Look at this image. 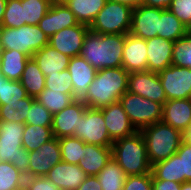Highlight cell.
<instances>
[{
	"mask_svg": "<svg viewBox=\"0 0 191 190\" xmlns=\"http://www.w3.org/2000/svg\"><path fill=\"white\" fill-rule=\"evenodd\" d=\"M158 75L167 100L191 98V68L170 65Z\"/></svg>",
	"mask_w": 191,
	"mask_h": 190,
	"instance_id": "10",
	"label": "cell"
},
{
	"mask_svg": "<svg viewBox=\"0 0 191 190\" xmlns=\"http://www.w3.org/2000/svg\"><path fill=\"white\" fill-rule=\"evenodd\" d=\"M25 124L0 122V162L12 163L28 178L29 152L23 148L22 136Z\"/></svg>",
	"mask_w": 191,
	"mask_h": 190,
	"instance_id": "5",
	"label": "cell"
},
{
	"mask_svg": "<svg viewBox=\"0 0 191 190\" xmlns=\"http://www.w3.org/2000/svg\"><path fill=\"white\" fill-rule=\"evenodd\" d=\"M52 115L59 113L76 98L72 94L45 88L36 98Z\"/></svg>",
	"mask_w": 191,
	"mask_h": 190,
	"instance_id": "32",
	"label": "cell"
},
{
	"mask_svg": "<svg viewBox=\"0 0 191 190\" xmlns=\"http://www.w3.org/2000/svg\"><path fill=\"white\" fill-rule=\"evenodd\" d=\"M129 73L123 67L97 71L81 100L91 109H101L119 101L127 92Z\"/></svg>",
	"mask_w": 191,
	"mask_h": 190,
	"instance_id": "2",
	"label": "cell"
},
{
	"mask_svg": "<svg viewBox=\"0 0 191 190\" xmlns=\"http://www.w3.org/2000/svg\"><path fill=\"white\" fill-rule=\"evenodd\" d=\"M127 91L162 105L167 101L159 75L156 72L143 71L129 73Z\"/></svg>",
	"mask_w": 191,
	"mask_h": 190,
	"instance_id": "11",
	"label": "cell"
},
{
	"mask_svg": "<svg viewBox=\"0 0 191 190\" xmlns=\"http://www.w3.org/2000/svg\"><path fill=\"white\" fill-rule=\"evenodd\" d=\"M180 190H191V181L183 182Z\"/></svg>",
	"mask_w": 191,
	"mask_h": 190,
	"instance_id": "52",
	"label": "cell"
},
{
	"mask_svg": "<svg viewBox=\"0 0 191 190\" xmlns=\"http://www.w3.org/2000/svg\"><path fill=\"white\" fill-rule=\"evenodd\" d=\"M32 58L46 76L64 71L68 68L71 57L64 55L49 44L35 52Z\"/></svg>",
	"mask_w": 191,
	"mask_h": 190,
	"instance_id": "24",
	"label": "cell"
},
{
	"mask_svg": "<svg viewBox=\"0 0 191 190\" xmlns=\"http://www.w3.org/2000/svg\"><path fill=\"white\" fill-rule=\"evenodd\" d=\"M59 139L54 137L39 149L29 152L28 177L45 176L49 170L61 162Z\"/></svg>",
	"mask_w": 191,
	"mask_h": 190,
	"instance_id": "12",
	"label": "cell"
},
{
	"mask_svg": "<svg viewBox=\"0 0 191 190\" xmlns=\"http://www.w3.org/2000/svg\"><path fill=\"white\" fill-rule=\"evenodd\" d=\"M112 157L123 168L127 176L151 172L146 143L140 131L120 138L112 144Z\"/></svg>",
	"mask_w": 191,
	"mask_h": 190,
	"instance_id": "3",
	"label": "cell"
},
{
	"mask_svg": "<svg viewBox=\"0 0 191 190\" xmlns=\"http://www.w3.org/2000/svg\"><path fill=\"white\" fill-rule=\"evenodd\" d=\"M54 138L51 127L25 124L22 145L28 152L35 151L40 146Z\"/></svg>",
	"mask_w": 191,
	"mask_h": 190,
	"instance_id": "31",
	"label": "cell"
},
{
	"mask_svg": "<svg viewBox=\"0 0 191 190\" xmlns=\"http://www.w3.org/2000/svg\"><path fill=\"white\" fill-rule=\"evenodd\" d=\"M73 137L81 139L86 144L101 147H112L113 141L107 131L103 112L101 109L86 108L85 114L80 118Z\"/></svg>",
	"mask_w": 191,
	"mask_h": 190,
	"instance_id": "9",
	"label": "cell"
},
{
	"mask_svg": "<svg viewBox=\"0 0 191 190\" xmlns=\"http://www.w3.org/2000/svg\"><path fill=\"white\" fill-rule=\"evenodd\" d=\"M20 83L25 88L28 96L36 98L45 89V75L30 57L25 65Z\"/></svg>",
	"mask_w": 191,
	"mask_h": 190,
	"instance_id": "26",
	"label": "cell"
},
{
	"mask_svg": "<svg viewBox=\"0 0 191 190\" xmlns=\"http://www.w3.org/2000/svg\"><path fill=\"white\" fill-rule=\"evenodd\" d=\"M190 30L169 10L164 9L159 20L158 36L175 42L184 38Z\"/></svg>",
	"mask_w": 191,
	"mask_h": 190,
	"instance_id": "27",
	"label": "cell"
},
{
	"mask_svg": "<svg viewBox=\"0 0 191 190\" xmlns=\"http://www.w3.org/2000/svg\"><path fill=\"white\" fill-rule=\"evenodd\" d=\"M122 190H152V172L127 176Z\"/></svg>",
	"mask_w": 191,
	"mask_h": 190,
	"instance_id": "44",
	"label": "cell"
},
{
	"mask_svg": "<svg viewBox=\"0 0 191 190\" xmlns=\"http://www.w3.org/2000/svg\"><path fill=\"white\" fill-rule=\"evenodd\" d=\"M53 0H21L23 6V23L38 25L49 10Z\"/></svg>",
	"mask_w": 191,
	"mask_h": 190,
	"instance_id": "36",
	"label": "cell"
},
{
	"mask_svg": "<svg viewBox=\"0 0 191 190\" xmlns=\"http://www.w3.org/2000/svg\"><path fill=\"white\" fill-rule=\"evenodd\" d=\"M176 154L179 156L181 184L191 181V144L181 142Z\"/></svg>",
	"mask_w": 191,
	"mask_h": 190,
	"instance_id": "42",
	"label": "cell"
},
{
	"mask_svg": "<svg viewBox=\"0 0 191 190\" xmlns=\"http://www.w3.org/2000/svg\"><path fill=\"white\" fill-rule=\"evenodd\" d=\"M87 105L76 99L59 113L53 115L52 131L56 138L74 136L76 126L80 123V118L85 114Z\"/></svg>",
	"mask_w": 191,
	"mask_h": 190,
	"instance_id": "15",
	"label": "cell"
},
{
	"mask_svg": "<svg viewBox=\"0 0 191 190\" xmlns=\"http://www.w3.org/2000/svg\"><path fill=\"white\" fill-rule=\"evenodd\" d=\"M105 3L106 0H73L66 6L74 14L79 24L90 27Z\"/></svg>",
	"mask_w": 191,
	"mask_h": 190,
	"instance_id": "28",
	"label": "cell"
},
{
	"mask_svg": "<svg viewBox=\"0 0 191 190\" xmlns=\"http://www.w3.org/2000/svg\"><path fill=\"white\" fill-rule=\"evenodd\" d=\"M152 165L176 154L182 142L181 132L160 121L140 130Z\"/></svg>",
	"mask_w": 191,
	"mask_h": 190,
	"instance_id": "4",
	"label": "cell"
},
{
	"mask_svg": "<svg viewBox=\"0 0 191 190\" xmlns=\"http://www.w3.org/2000/svg\"><path fill=\"white\" fill-rule=\"evenodd\" d=\"M84 157L78 165L88 176H97L112 158V147L84 145Z\"/></svg>",
	"mask_w": 191,
	"mask_h": 190,
	"instance_id": "23",
	"label": "cell"
},
{
	"mask_svg": "<svg viewBox=\"0 0 191 190\" xmlns=\"http://www.w3.org/2000/svg\"><path fill=\"white\" fill-rule=\"evenodd\" d=\"M25 88L20 81H11L3 77L0 83V102H18L27 97Z\"/></svg>",
	"mask_w": 191,
	"mask_h": 190,
	"instance_id": "40",
	"label": "cell"
},
{
	"mask_svg": "<svg viewBox=\"0 0 191 190\" xmlns=\"http://www.w3.org/2000/svg\"><path fill=\"white\" fill-rule=\"evenodd\" d=\"M97 178L102 190H122L127 175L112 157L97 175Z\"/></svg>",
	"mask_w": 191,
	"mask_h": 190,
	"instance_id": "29",
	"label": "cell"
},
{
	"mask_svg": "<svg viewBox=\"0 0 191 190\" xmlns=\"http://www.w3.org/2000/svg\"><path fill=\"white\" fill-rule=\"evenodd\" d=\"M172 65L191 68V31L174 42Z\"/></svg>",
	"mask_w": 191,
	"mask_h": 190,
	"instance_id": "37",
	"label": "cell"
},
{
	"mask_svg": "<svg viewBox=\"0 0 191 190\" xmlns=\"http://www.w3.org/2000/svg\"><path fill=\"white\" fill-rule=\"evenodd\" d=\"M161 121L182 132L191 123V98L167 100Z\"/></svg>",
	"mask_w": 191,
	"mask_h": 190,
	"instance_id": "21",
	"label": "cell"
},
{
	"mask_svg": "<svg viewBox=\"0 0 191 190\" xmlns=\"http://www.w3.org/2000/svg\"><path fill=\"white\" fill-rule=\"evenodd\" d=\"M132 10L128 5L106 1L89 29L97 34H127L131 29Z\"/></svg>",
	"mask_w": 191,
	"mask_h": 190,
	"instance_id": "7",
	"label": "cell"
},
{
	"mask_svg": "<svg viewBox=\"0 0 191 190\" xmlns=\"http://www.w3.org/2000/svg\"><path fill=\"white\" fill-rule=\"evenodd\" d=\"M78 24L71 10L62 4L52 2L49 10L39 22L40 29L50 38L63 28H69Z\"/></svg>",
	"mask_w": 191,
	"mask_h": 190,
	"instance_id": "19",
	"label": "cell"
},
{
	"mask_svg": "<svg viewBox=\"0 0 191 190\" xmlns=\"http://www.w3.org/2000/svg\"><path fill=\"white\" fill-rule=\"evenodd\" d=\"M181 183L170 180L152 179V190H180Z\"/></svg>",
	"mask_w": 191,
	"mask_h": 190,
	"instance_id": "46",
	"label": "cell"
},
{
	"mask_svg": "<svg viewBox=\"0 0 191 190\" xmlns=\"http://www.w3.org/2000/svg\"><path fill=\"white\" fill-rule=\"evenodd\" d=\"M36 99L30 96L18 102H0V120L25 124L29 109Z\"/></svg>",
	"mask_w": 191,
	"mask_h": 190,
	"instance_id": "30",
	"label": "cell"
},
{
	"mask_svg": "<svg viewBox=\"0 0 191 190\" xmlns=\"http://www.w3.org/2000/svg\"><path fill=\"white\" fill-rule=\"evenodd\" d=\"M182 143L191 144V123L181 132Z\"/></svg>",
	"mask_w": 191,
	"mask_h": 190,
	"instance_id": "49",
	"label": "cell"
},
{
	"mask_svg": "<svg viewBox=\"0 0 191 190\" xmlns=\"http://www.w3.org/2000/svg\"><path fill=\"white\" fill-rule=\"evenodd\" d=\"M119 102L137 131L162 119L163 105L148 98L127 91Z\"/></svg>",
	"mask_w": 191,
	"mask_h": 190,
	"instance_id": "8",
	"label": "cell"
},
{
	"mask_svg": "<svg viewBox=\"0 0 191 190\" xmlns=\"http://www.w3.org/2000/svg\"><path fill=\"white\" fill-rule=\"evenodd\" d=\"M172 0H141V5L155 7L160 9H168Z\"/></svg>",
	"mask_w": 191,
	"mask_h": 190,
	"instance_id": "48",
	"label": "cell"
},
{
	"mask_svg": "<svg viewBox=\"0 0 191 190\" xmlns=\"http://www.w3.org/2000/svg\"><path fill=\"white\" fill-rule=\"evenodd\" d=\"M4 76L2 75V72H1V69H0V83H1V79L3 78Z\"/></svg>",
	"mask_w": 191,
	"mask_h": 190,
	"instance_id": "54",
	"label": "cell"
},
{
	"mask_svg": "<svg viewBox=\"0 0 191 190\" xmlns=\"http://www.w3.org/2000/svg\"><path fill=\"white\" fill-rule=\"evenodd\" d=\"M25 178L12 163L0 162V190H24Z\"/></svg>",
	"mask_w": 191,
	"mask_h": 190,
	"instance_id": "34",
	"label": "cell"
},
{
	"mask_svg": "<svg viewBox=\"0 0 191 190\" xmlns=\"http://www.w3.org/2000/svg\"><path fill=\"white\" fill-rule=\"evenodd\" d=\"M101 110L107 131L113 142L120 138L131 136L137 131L131 124L119 101L103 107Z\"/></svg>",
	"mask_w": 191,
	"mask_h": 190,
	"instance_id": "16",
	"label": "cell"
},
{
	"mask_svg": "<svg viewBox=\"0 0 191 190\" xmlns=\"http://www.w3.org/2000/svg\"><path fill=\"white\" fill-rule=\"evenodd\" d=\"M53 1L58 4L67 5L69 2H71L73 0H53Z\"/></svg>",
	"mask_w": 191,
	"mask_h": 190,
	"instance_id": "53",
	"label": "cell"
},
{
	"mask_svg": "<svg viewBox=\"0 0 191 190\" xmlns=\"http://www.w3.org/2000/svg\"><path fill=\"white\" fill-rule=\"evenodd\" d=\"M53 115L41 103L35 100L26 116L25 124L40 125L43 127H52Z\"/></svg>",
	"mask_w": 191,
	"mask_h": 190,
	"instance_id": "41",
	"label": "cell"
},
{
	"mask_svg": "<svg viewBox=\"0 0 191 190\" xmlns=\"http://www.w3.org/2000/svg\"><path fill=\"white\" fill-rule=\"evenodd\" d=\"M126 34H97L88 31L80 56L97 71L122 67Z\"/></svg>",
	"mask_w": 191,
	"mask_h": 190,
	"instance_id": "1",
	"label": "cell"
},
{
	"mask_svg": "<svg viewBox=\"0 0 191 190\" xmlns=\"http://www.w3.org/2000/svg\"><path fill=\"white\" fill-rule=\"evenodd\" d=\"M168 9L191 31V0H172Z\"/></svg>",
	"mask_w": 191,
	"mask_h": 190,
	"instance_id": "43",
	"label": "cell"
},
{
	"mask_svg": "<svg viewBox=\"0 0 191 190\" xmlns=\"http://www.w3.org/2000/svg\"><path fill=\"white\" fill-rule=\"evenodd\" d=\"M30 57L17 50H0L2 75L11 81H20L25 65Z\"/></svg>",
	"mask_w": 191,
	"mask_h": 190,
	"instance_id": "25",
	"label": "cell"
},
{
	"mask_svg": "<svg viewBox=\"0 0 191 190\" xmlns=\"http://www.w3.org/2000/svg\"><path fill=\"white\" fill-rule=\"evenodd\" d=\"M61 148V159L63 162L78 165L80 160L84 157V145L81 139L77 137H62L59 138Z\"/></svg>",
	"mask_w": 191,
	"mask_h": 190,
	"instance_id": "35",
	"label": "cell"
},
{
	"mask_svg": "<svg viewBox=\"0 0 191 190\" xmlns=\"http://www.w3.org/2000/svg\"><path fill=\"white\" fill-rule=\"evenodd\" d=\"M122 67L128 73L147 71V43L145 39L131 33L126 34Z\"/></svg>",
	"mask_w": 191,
	"mask_h": 190,
	"instance_id": "17",
	"label": "cell"
},
{
	"mask_svg": "<svg viewBox=\"0 0 191 190\" xmlns=\"http://www.w3.org/2000/svg\"><path fill=\"white\" fill-rule=\"evenodd\" d=\"M106 1L122 3L130 6L132 9L137 8L138 6L141 5V0H106Z\"/></svg>",
	"mask_w": 191,
	"mask_h": 190,
	"instance_id": "50",
	"label": "cell"
},
{
	"mask_svg": "<svg viewBox=\"0 0 191 190\" xmlns=\"http://www.w3.org/2000/svg\"><path fill=\"white\" fill-rule=\"evenodd\" d=\"M49 44V37L39 25L24 24L19 28L0 27L1 49L17 50L32 57Z\"/></svg>",
	"mask_w": 191,
	"mask_h": 190,
	"instance_id": "6",
	"label": "cell"
},
{
	"mask_svg": "<svg viewBox=\"0 0 191 190\" xmlns=\"http://www.w3.org/2000/svg\"><path fill=\"white\" fill-rule=\"evenodd\" d=\"M152 179L170 180L181 183L179 156L174 154L151 167Z\"/></svg>",
	"mask_w": 191,
	"mask_h": 190,
	"instance_id": "33",
	"label": "cell"
},
{
	"mask_svg": "<svg viewBox=\"0 0 191 190\" xmlns=\"http://www.w3.org/2000/svg\"><path fill=\"white\" fill-rule=\"evenodd\" d=\"M7 0H0V24L3 21V15L6 9Z\"/></svg>",
	"mask_w": 191,
	"mask_h": 190,
	"instance_id": "51",
	"label": "cell"
},
{
	"mask_svg": "<svg viewBox=\"0 0 191 190\" xmlns=\"http://www.w3.org/2000/svg\"><path fill=\"white\" fill-rule=\"evenodd\" d=\"M89 26L77 24L63 28L49 38V45L69 57L79 56Z\"/></svg>",
	"mask_w": 191,
	"mask_h": 190,
	"instance_id": "13",
	"label": "cell"
},
{
	"mask_svg": "<svg viewBox=\"0 0 191 190\" xmlns=\"http://www.w3.org/2000/svg\"><path fill=\"white\" fill-rule=\"evenodd\" d=\"M164 9L140 5L132 10L130 32L141 39L158 36L159 20Z\"/></svg>",
	"mask_w": 191,
	"mask_h": 190,
	"instance_id": "14",
	"label": "cell"
},
{
	"mask_svg": "<svg viewBox=\"0 0 191 190\" xmlns=\"http://www.w3.org/2000/svg\"><path fill=\"white\" fill-rule=\"evenodd\" d=\"M45 177L61 190H76L88 175L79 165L61 161L54 165Z\"/></svg>",
	"mask_w": 191,
	"mask_h": 190,
	"instance_id": "18",
	"label": "cell"
},
{
	"mask_svg": "<svg viewBox=\"0 0 191 190\" xmlns=\"http://www.w3.org/2000/svg\"><path fill=\"white\" fill-rule=\"evenodd\" d=\"M67 69L71 74L74 97L81 99L94 80L97 70L80 55L70 59Z\"/></svg>",
	"mask_w": 191,
	"mask_h": 190,
	"instance_id": "22",
	"label": "cell"
},
{
	"mask_svg": "<svg viewBox=\"0 0 191 190\" xmlns=\"http://www.w3.org/2000/svg\"><path fill=\"white\" fill-rule=\"evenodd\" d=\"M45 88L74 96L71 74L68 69L45 77Z\"/></svg>",
	"mask_w": 191,
	"mask_h": 190,
	"instance_id": "39",
	"label": "cell"
},
{
	"mask_svg": "<svg viewBox=\"0 0 191 190\" xmlns=\"http://www.w3.org/2000/svg\"><path fill=\"white\" fill-rule=\"evenodd\" d=\"M24 190H61L45 176L25 178Z\"/></svg>",
	"mask_w": 191,
	"mask_h": 190,
	"instance_id": "45",
	"label": "cell"
},
{
	"mask_svg": "<svg viewBox=\"0 0 191 190\" xmlns=\"http://www.w3.org/2000/svg\"><path fill=\"white\" fill-rule=\"evenodd\" d=\"M76 190H102L97 176H88Z\"/></svg>",
	"mask_w": 191,
	"mask_h": 190,
	"instance_id": "47",
	"label": "cell"
},
{
	"mask_svg": "<svg viewBox=\"0 0 191 190\" xmlns=\"http://www.w3.org/2000/svg\"><path fill=\"white\" fill-rule=\"evenodd\" d=\"M147 71L159 73L172 65L174 42L159 36L146 40Z\"/></svg>",
	"mask_w": 191,
	"mask_h": 190,
	"instance_id": "20",
	"label": "cell"
},
{
	"mask_svg": "<svg viewBox=\"0 0 191 190\" xmlns=\"http://www.w3.org/2000/svg\"><path fill=\"white\" fill-rule=\"evenodd\" d=\"M23 25V6L21 0H7L0 27L19 28Z\"/></svg>",
	"mask_w": 191,
	"mask_h": 190,
	"instance_id": "38",
	"label": "cell"
}]
</instances>
